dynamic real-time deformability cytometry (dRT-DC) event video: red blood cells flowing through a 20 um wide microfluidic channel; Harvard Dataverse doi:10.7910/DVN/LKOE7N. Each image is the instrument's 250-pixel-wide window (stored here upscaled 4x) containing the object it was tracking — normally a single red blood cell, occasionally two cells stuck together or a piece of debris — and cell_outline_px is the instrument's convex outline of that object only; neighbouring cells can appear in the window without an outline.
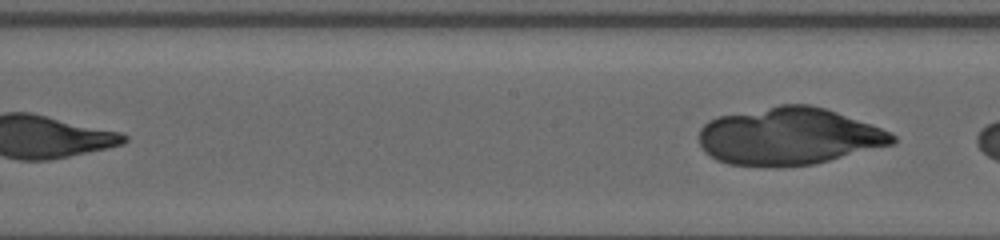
{"species": "human", "species_latin": "Homo sapiens", "temperature_condition": "warm", "stored_images_in_passage": 13, "segment_of_instrument_passage": [2, 2], "camera_frame_rate_fps": 3000, "um_per_image_px": 0.085, "donor": {"sex": "female"}, "frame": {"image": 1, "passage_image": 13, "time_ms": 11.333, "image_size_px": [1000, 240], "cell_outline_px": [[896, 144], [816, 164], [776, 168], [764, 168], [728, 164], [716, 160], [700, 148], [700, 128], [708, 120], [716, 116], [780, 104], [808, 104], [824, 108], [836, 112], [892, 132], [896, 136]], "centroid_in_image_um": [67.04, 11.61], "position_along_channel_um": 181.2, "area_um2": 65.66}}